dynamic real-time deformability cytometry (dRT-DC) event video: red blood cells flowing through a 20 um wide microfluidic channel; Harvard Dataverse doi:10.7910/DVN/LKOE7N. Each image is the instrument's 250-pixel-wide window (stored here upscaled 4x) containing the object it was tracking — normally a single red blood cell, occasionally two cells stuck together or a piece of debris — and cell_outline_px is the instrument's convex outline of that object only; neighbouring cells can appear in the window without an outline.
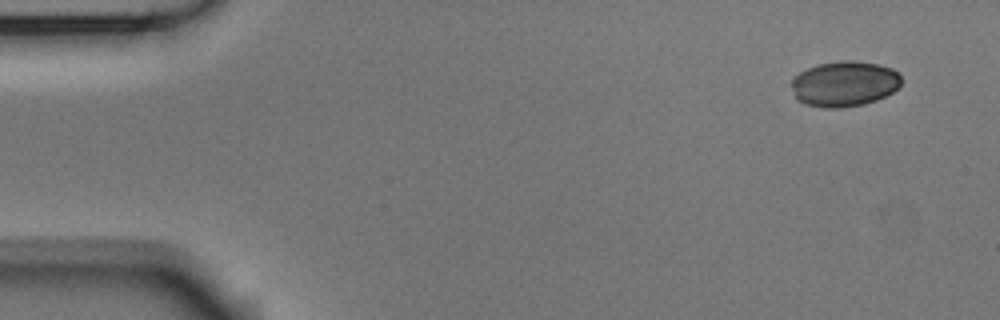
{"species": "Egyptian fruit bat (a non-hibernating species)", "species_latin": "Rousettus aegyptiacus", "temperature_condition": "room temperature", "stored_images_in_passage": 5, "camera_frame_rate_fps": 3000, "um_per_image_px": 0.085, "animal": {"sex": "male"}, "frame": {"image": 1, "passage_image": 1, "time_ms": 0.0, "image_size_px": [1000, 320], "cell_outline_px": [[900, 88], [876, 100], [864, 104], [836, 108], [828, 108], [804, 104], [796, 100], [792, 88], [792, 80], [800, 72], [816, 64], [840, 60], [852, 60], [880, 64], [892, 68], [900, 76]], "centroid_in_image_um": [71.77, 7.11], "position_along_channel_um": 13.2, "area_um2": 29.19}}
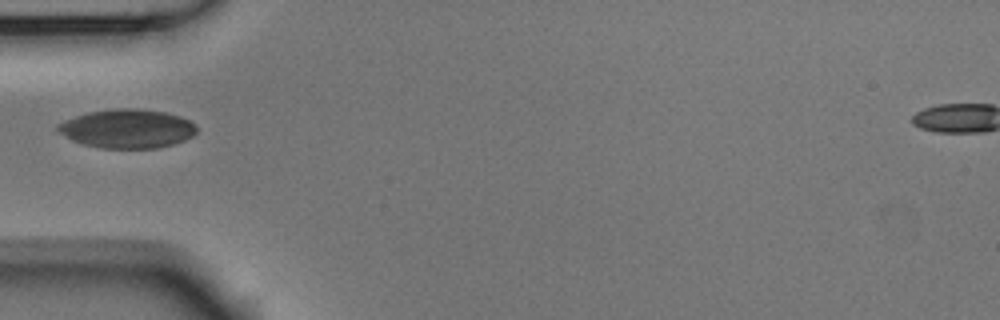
{"frame": {"image": 2, "passage_image": 4, "time_ms": 1.0, "image_size_px": [1000, 320], "cell_outline_px": [[196, 132], [192, 136], [184, 140], [160, 148], [104, 148], [84, 144], [72, 140], [60, 132], [56, 128], [56, 124], [64, 120], [88, 112], [116, 108], [140, 108], [168, 112], [180, 116], [196, 124]], "centroid_in_image_um": [10.84, 10.92], "position_along_channel_um": 74.2, "area_um2": 31.5}}
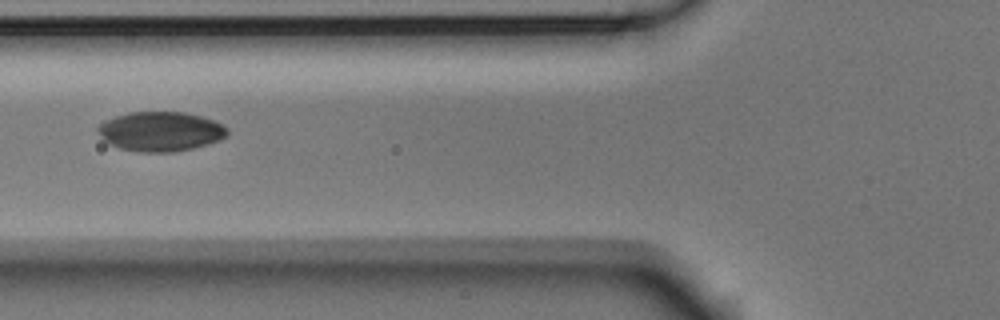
{"frame": {"image": 3, "passage_image": 5, "time_ms": 1.333, "image_size_px": [1000, 320], "cell_outline_px": [[228, 136], [220, 140], [208, 144], [192, 148], [172, 152], [140, 152], [120, 148], [108, 144], [96, 132], [96, 128], [104, 120], [128, 112], [184, 112], [200, 116], [212, 120], [228, 128]], "centroid_in_image_um": [13.62, 11.17], "position_along_channel_um": 112.2, "area_um2": 29.94}}